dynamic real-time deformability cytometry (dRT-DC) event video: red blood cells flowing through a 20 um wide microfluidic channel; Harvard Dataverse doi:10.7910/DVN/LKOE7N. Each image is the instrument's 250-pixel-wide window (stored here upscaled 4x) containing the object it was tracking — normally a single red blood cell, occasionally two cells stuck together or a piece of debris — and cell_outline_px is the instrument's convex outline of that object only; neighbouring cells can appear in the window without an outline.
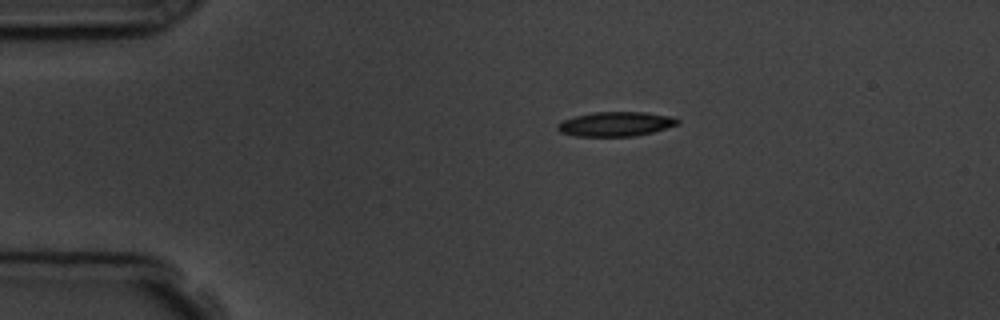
{"species": "common noctule bat (a hibernating species)", "species_latin": "Nyctalus noctula", "temperature_condition": "room temperature", "stored_images_in_passage": 4, "camera_frame_rate_fps": 3000, "um_per_image_px": 0.085, "animal": {"sex": "male", "body_mass_g": 19.5, "forearm_length_mm": 54.6}, "frame": {"image": 1, "passage_image": 1, "time_ms": 0.0, "image_size_px": [1000, 320], "cell_outline_px": [[680, 124], [652, 132], [636, 136], [576, 136], [560, 132], [556, 128], [556, 124], [572, 116], [592, 112], [644, 112], [676, 116], [680, 120]], "centroid_in_image_um": [52.36, 10.53], "position_along_channel_um": 32.6, "area_um2": 17.4}}
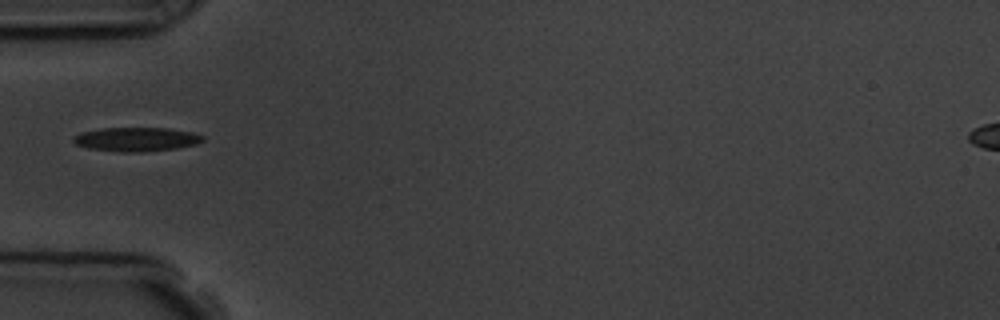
{"frame": {"image": 2, "passage_image": 3, "time_ms": 2.333, "image_size_px": [1000, 320], "cell_outline_px": [[204, 140], [196, 144], [176, 148], [144, 152], [124, 152], [88, 148], [76, 144], [72, 140], [72, 136], [80, 132], [100, 128], [168, 128], [192, 132], [204, 136]], "centroid_in_image_um": [11.57, 11.83], "position_along_channel_um": 73.4, "area_um2": 18.15}}
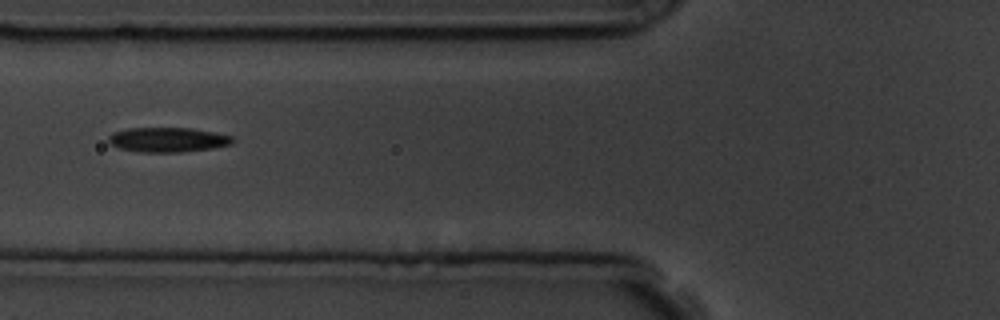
{"frame": {"image": 3, "passage_image": 4, "time_ms": 3.333, "image_size_px": [1000, 320], "cell_outline_px": [[236, 140], [232, 144], [212, 148], [180, 152], [140, 152], [120, 148], [112, 144], [108, 140], [108, 136], [112, 132], [128, 128], [192, 128], [216, 132], [232, 136]], "centroid_in_image_um": [14.29, 11.87], "position_along_channel_um": 111.5, "area_um2": 17.92}}